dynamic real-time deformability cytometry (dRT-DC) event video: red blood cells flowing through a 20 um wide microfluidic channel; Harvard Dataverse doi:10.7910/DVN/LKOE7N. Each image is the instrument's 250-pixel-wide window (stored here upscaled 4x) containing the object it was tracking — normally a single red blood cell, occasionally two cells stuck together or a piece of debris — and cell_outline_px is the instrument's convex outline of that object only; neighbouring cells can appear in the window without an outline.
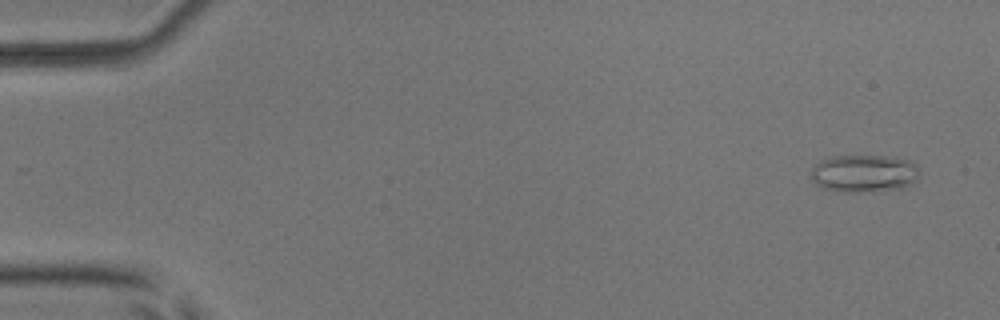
{"species": "common noctule bat (a hibernating species)", "species_latin": "Nyctalus noctula", "temperature_condition": "room temperature", "stored_images_in_passage": 54, "camera_frame_rate_fps": 3000, "um_per_image_px": 0.085, "animal": {"sex": "male", "body_mass_g": 17.9, "forearm_length_mm": 54.2}, "frame": {"image": 1, "passage_image": 3, "time_ms": 0.667, "image_size_px": [1000, 320], "cell_outline_px": [[920, 168], [916, 180], [900, 188], [872, 192], [840, 192], [824, 188], [816, 184], [812, 180], [812, 168], [820, 160], [832, 156], [896, 156], [912, 160]], "centroid_in_image_um": [73.47, 14.73], "position_along_channel_um": 11.5, "area_um2": 24.04}}
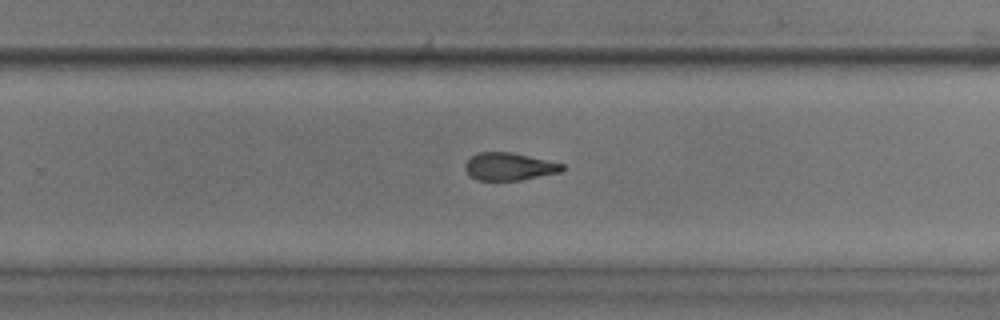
{"frame": {"image": 2, "passage_image": 35, "time_ms": 11.333, "image_size_px": [1000, 320], "cell_outline_px": [[564, 168], [560, 172], [520, 180], [476, 180], [464, 168], [464, 164], [472, 156], [480, 152], [512, 152], [564, 164]], "centroid_in_image_um": [43.28, 14.15], "position_along_channel_um": 286.5, "area_um2": 15.43}}
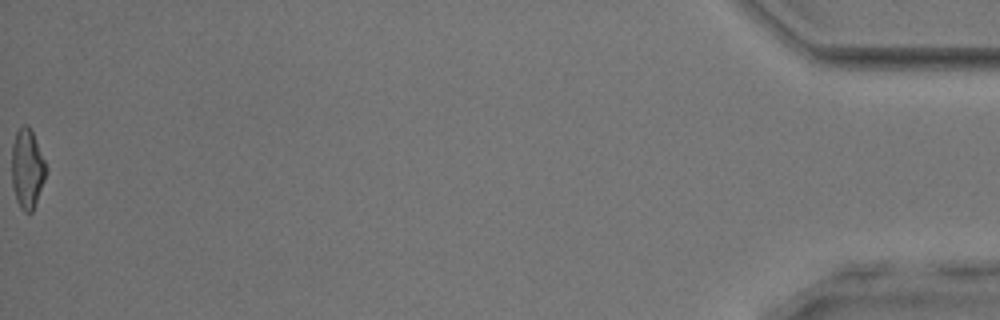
{"frame": {"image": 3, "passage_image": 54, "time_ms": 17.667, "image_size_px": [1000, 320], "cell_outline_px": [[48, 168], [44, 180], [32, 212], [24, 212], [20, 208], [16, 200], [12, 184], [12, 144], [16, 132], [24, 124], [28, 124], [32, 132]], "centroid_in_image_um": [2.31, 14.34], "position_along_channel_um": 432.9, "area_um2": 15.78}, "authors_computed_cell_mechanics": {"area_um2": 16.5019, "velocity_mm_per_s": 3.8829, "shape_relaxation_time_tau1_ms": null, "shape_relaxation_time_tau2_ms": 2.0867, "deformation_change_tau1": null, "deformation_change_tau2": 0.0993}}